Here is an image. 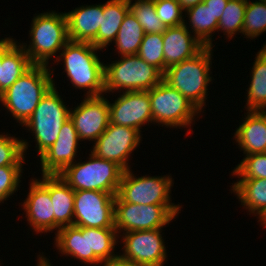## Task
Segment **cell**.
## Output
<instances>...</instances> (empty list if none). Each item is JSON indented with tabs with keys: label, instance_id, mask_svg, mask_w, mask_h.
Masks as SVG:
<instances>
[{
	"label": "cell",
	"instance_id": "cell-27",
	"mask_svg": "<svg viewBox=\"0 0 266 266\" xmlns=\"http://www.w3.org/2000/svg\"><path fill=\"white\" fill-rule=\"evenodd\" d=\"M250 79L244 108L266 111V47H261L257 52Z\"/></svg>",
	"mask_w": 266,
	"mask_h": 266
},
{
	"label": "cell",
	"instance_id": "cell-20",
	"mask_svg": "<svg viewBox=\"0 0 266 266\" xmlns=\"http://www.w3.org/2000/svg\"><path fill=\"white\" fill-rule=\"evenodd\" d=\"M33 65L19 42L5 37L1 41L0 95Z\"/></svg>",
	"mask_w": 266,
	"mask_h": 266
},
{
	"label": "cell",
	"instance_id": "cell-28",
	"mask_svg": "<svg viewBox=\"0 0 266 266\" xmlns=\"http://www.w3.org/2000/svg\"><path fill=\"white\" fill-rule=\"evenodd\" d=\"M144 30L136 17L129 11L120 26L114 41L118 57L136 55L144 38ZM120 54V55H119Z\"/></svg>",
	"mask_w": 266,
	"mask_h": 266
},
{
	"label": "cell",
	"instance_id": "cell-17",
	"mask_svg": "<svg viewBox=\"0 0 266 266\" xmlns=\"http://www.w3.org/2000/svg\"><path fill=\"white\" fill-rule=\"evenodd\" d=\"M29 183V192L21 204L27 223L36 234L53 233L54 212L48 192V175H42V179L32 178Z\"/></svg>",
	"mask_w": 266,
	"mask_h": 266
},
{
	"label": "cell",
	"instance_id": "cell-12",
	"mask_svg": "<svg viewBox=\"0 0 266 266\" xmlns=\"http://www.w3.org/2000/svg\"><path fill=\"white\" fill-rule=\"evenodd\" d=\"M162 229L138 230L121 233L122 259L142 266H164L167 261Z\"/></svg>",
	"mask_w": 266,
	"mask_h": 266
},
{
	"label": "cell",
	"instance_id": "cell-25",
	"mask_svg": "<svg viewBox=\"0 0 266 266\" xmlns=\"http://www.w3.org/2000/svg\"><path fill=\"white\" fill-rule=\"evenodd\" d=\"M231 191L247 212L258 216L260 224L266 219V179H239L232 183Z\"/></svg>",
	"mask_w": 266,
	"mask_h": 266
},
{
	"label": "cell",
	"instance_id": "cell-32",
	"mask_svg": "<svg viewBox=\"0 0 266 266\" xmlns=\"http://www.w3.org/2000/svg\"><path fill=\"white\" fill-rule=\"evenodd\" d=\"M129 0L131 13L141 24L144 33H164L166 27L157 16L154 0Z\"/></svg>",
	"mask_w": 266,
	"mask_h": 266
},
{
	"label": "cell",
	"instance_id": "cell-13",
	"mask_svg": "<svg viewBox=\"0 0 266 266\" xmlns=\"http://www.w3.org/2000/svg\"><path fill=\"white\" fill-rule=\"evenodd\" d=\"M115 195L103 191H75L74 226L115 228Z\"/></svg>",
	"mask_w": 266,
	"mask_h": 266
},
{
	"label": "cell",
	"instance_id": "cell-40",
	"mask_svg": "<svg viewBox=\"0 0 266 266\" xmlns=\"http://www.w3.org/2000/svg\"><path fill=\"white\" fill-rule=\"evenodd\" d=\"M37 265L36 266H52L51 265V263H50V259L48 258L47 259V257H45V255H43V253H42V255H38L37 256Z\"/></svg>",
	"mask_w": 266,
	"mask_h": 266
},
{
	"label": "cell",
	"instance_id": "cell-5",
	"mask_svg": "<svg viewBox=\"0 0 266 266\" xmlns=\"http://www.w3.org/2000/svg\"><path fill=\"white\" fill-rule=\"evenodd\" d=\"M29 30L30 44H20L29 59L36 65L49 66V59L64 48L69 41L65 12H44L36 14L31 21ZM58 52V53H57Z\"/></svg>",
	"mask_w": 266,
	"mask_h": 266
},
{
	"label": "cell",
	"instance_id": "cell-37",
	"mask_svg": "<svg viewBox=\"0 0 266 266\" xmlns=\"http://www.w3.org/2000/svg\"><path fill=\"white\" fill-rule=\"evenodd\" d=\"M229 0H204L203 3L210 7L215 18L219 21Z\"/></svg>",
	"mask_w": 266,
	"mask_h": 266
},
{
	"label": "cell",
	"instance_id": "cell-10",
	"mask_svg": "<svg viewBox=\"0 0 266 266\" xmlns=\"http://www.w3.org/2000/svg\"><path fill=\"white\" fill-rule=\"evenodd\" d=\"M182 205H138L130 202H114V227L118 236L138 230L162 229L176 219Z\"/></svg>",
	"mask_w": 266,
	"mask_h": 266
},
{
	"label": "cell",
	"instance_id": "cell-16",
	"mask_svg": "<svg viewBox=\"0 0 266 266\" xmlns=\"http://www.w3.org/2000/svg\"><path fill=\"white\" fill-rule=\"evenodd\" d=\"M119 97L109 102L110 123L142 131V126L153 123L148 91L118 92Z\"/></svg>",
	"mask_w": 266,
	"mask_h": 266
},
{
	"label": "cell",
	"instance_id": "cell-3",
	"mask_svg": "<svg viewBox=\"0 0 266 266\" xmlns=\"http://www.w3.org/2000/svg\"><path fill=\"white\" fill-rule=\"evenodd\" d=\"M50 68L47 65L34 64L0 95V102L19 125L23 126L28 121L39 101L53 86L54 69Z\"/></svg>",
	"mask_w": 266,
	"mask_h": 266
},
{
	"label": "cell",
	"instance_id": "cell-15",
	"mask_svg": "<svg viewBox=\"0 0 266 266\" xmlns=\"http://www.w3.org/2000/svg\"><path fill=\"white\" fill-rule=\"evenodd\" d=\"M69 118L74 124L80 141L95 142L110 122L108 100L104 94L85 96L77 107L70 108Z\"/></svg>",
	"mask_w": 266,
	"mask_h": 266
},
{
	"label": "cell",
	"instance_id": "cell-39",
	"mask_svg": "<svg viewBox=\"0 0 266 266\" xmlns=\"http://www.w3.org/2000/svg\"><path fill=\"white\" fill-rule=\"evenodd\" d=\"M204 0H178L181 8L185 11L186 9L193 7L199 3H202Z\"/></svg>",
	"mask_w": 266,
	"mask_h": 266
},
{
	"label": "cell",
	"instance_id": "cell-4",
	"mask_svg": "<svg viewBox=\"0 0 266 266\" xmlns=\"http://www.w3.org/2000/svg\"><path fill=\"white\" fill-rule=\"evenodd\" d=\"M212 51L213 47H204L194 57L166 69L163 75V80L177 89L200 112L207 106L208 86L213 81L210 76Z\"/></svg>",
	"mask_w": 266,
	"mask_h": 266
},
{
	"label": "cell",
	"instance_id": "cell-9",
	"mask_svg": "<svg viewBox=\"0 0 266 266\" xmlns=\"http://www.w3.org/2000/svg\"><path fill=\"white\" fill-rule=\"evenodd\" d=\"M153 124L171 128H187L192 133L191 124L199 118L201 113L177 89L162 80L155 87L148 90ZM199 115V116H198Z\"/></svg>",
	"mask_w": 266,
	"mask_h": 266
},
{
	"label": "cell",
	"instance_id": "cell-42",
	"mask_svg": "<svg viewBox=\"0 0 266 266\" xmlns=\"http://www.w3.org/2000/svg\"><path fill=\"white\" fill-rule=\"evenodd\" d=\"M0 66H1V42H0Z\"/></svg>",
	"mask_w": 266,
	"mask_h": 266
},
{
	"label": "cell",
	"instance_id": "cell-14",
	"mask_svg": "<svg viewBox=\"0 0 266 266\" xmlns=\"http://www.w3.org/2000/svg\"><path fill=\"white\" fill-rule=\"evenodd\" d=\"M141 139L139 130L109 122L105 131L93 143L90 151L96 157L113 161L124 170H128L132 168L129 165L130 154L139 147Z\"/></svg>",
	"mask_w": 266,
	"mask_h": 266
},
{
	"label": "cell",
	"instance_id": "cell-11",
	"mask_svg": "<svg viewBox=\"0 0 266 266\" xmlns=\"http://www.w3.org/2000/svg\"><path fill=\"white\" fill-rule=\"evenodd\" d=\"M172 176L136 177L131 168L124 170L115 202H130L142 205H176L171 203Z\"/></svg>",
	"mask_w": 266,
	"mask_h": 266
},
{
	"label": "cell",
	"instance_id": "cell-7",
	"mask_svg": "<svg viewBox=\"0 0 266 266\" xmlns=\"http://www.w3.org/2000/svg\"><path fill=\"white\" fill-rule=\"evenodd\" d=\"M84 162L75 161L60 174L61 178L74 190H96L117 194L124 169L117 163L89 154ZM78 162V163H77Z\"/></svg>",
	"mask_w": 266,
	"mask_h": 266
},
{
	"label": "cell",
	"instance_id": "cell-6",
	"mask_svg": "<svg viewBox=\"0 0 266 266\" xmlns=\"http://www.w3.org/2000/svg\"><path fill=\"white\" fill-rule=\"evenodd\" d=\"M163 73L136 55L121 56L117 61L104 63L106 93L148 91L163 80Z\"/></svg>",
	"mask_w": 266,
	"mask_h": 266
},
{
	"label": "cell",
	"instance_id": "cell-8",
	"mask_svg": "<svg viewBox=\"0 0 266 266\" xmlns=\"http://www.w3.org/2000/svg\"><path fill=\"white\" fill-rule=\"evenodd\" d=\"M55 86L53 83V86L39 101L32 116L22 126L29 132L31 131L32 136L34 135L35 148L39 157L54 144L63 123L69 118L70 109Z\"/></svg>",
	"mask_w": 266,
	"mask_h": 266
},
{
	"label": "cell",
	"instance_id": "cell-26",
	"mask_svg": "<svg viewBox=\"0 0 266 266\" xmlns=\"http://www.w3.org/2000/svg\"><path fill=\"white\" fill-rule=\"evenodd\" d=\"M184 25L205 47H214L212 37L218 30L219 21L215 18L213 11L203 2L184 11ZM191 28V29H189Z\"/></svg>",
	"mask_w": 266,
	"mask_h": 266
},
{
	"label": "cell",
	"instance_id": "cell-24",
	"mask_svg": "<svg viewBox=\"0 0 266 266\" xmlns=\"http://www.w3.org/2000/svg\"><path fill=\"white\" fill-rule=\"evenodd\" d=\"M129 11V0H108L105 2L97 37L91 44L103 51L109 43L114 42L124 17Z\"/></svg>",
	"mask_w": 266,
	"mask_h": 266
},
{
	"label": "cell",
	"instance_id": "cell-29",
	"mask_svg": "<svg viewBox=\"0 0 266 266\" xmlns=\"http://www.w3.org/2000/svg\"><path fill=\"white\" fill-rule=\"evenodd\" d=\"M247 0H229L218 23V31L233 39L237 33L242 34Z\"/></svg>",
	"mask_w": 266,
	"mask_h": 266
},
{
	"label": "cell",
	"instance_id": "cell-1",
	"mask_svg": "<svg viewBox=\"0 0 266 266\" xmlns=\"http://www.w3.org/2000/svg\"><path fill=\"white\" fill-rule=\"evenodd\" d=\"M55 247L62 255L75 258L85 265H98L116 258L120 238L115 228L65 226L55 233ZM116 246V248H115Z\"/></svg>",
	"mask_w": 266,
	"mask_h": 266
},
{
	"label": "cell",
	"instance_id": "cell-22",
	"mask_svg": "<svg viewBox=\"0 0 266 266\" xmlns=\"http://www.w3.org/2000/svg\"><path fill=\"white\" fill-rule=\"evenodd\" d=\"M65 15L69 40L92 43L101 25L103 4L83 5Z\"/></svg>",
	"mask_w": 266,
	"mask_h": 266
},
{
	"label": "cell",
	"instance_id": "cell-2",
	"mask_svg": "<svg viewBox=\"0 0 266 266\" xmlns=\"http://www.w3.org/2000/svg\"><path fill=\"white\" fill-rule=\"evenodd\" d=\"M99 50L90 42L69 40L54 60L57 65L63 62L70 83L76 90L86 89V97L105 94L104 62L98 56Z\"/></svg>",
	"mask_w": 266,
	"mask_h": 266
},
{
	"label": "cell",
	"instance_id": "cell-41",
	"mask_svg": "<svg viewBox=\"0 0 266 266\" xmlns=\"http://www.w3.org/2000/svg\"><path fill=\"white\" fill-rule=\"evenodd\" d=\"M260 225H262V227H266V219Z\"/></svg>",
	"mask_w": 266,
	"mask_h": 266
},
{
	"label": "cell",
	"instance_id": "cell-30",
	"mask_svg": "<svg viewBox=\"0 0 266 266\" xmlns=\"http://www.w3.org/2000/svg\"><path fill=\"white\" fill-rule=\"evenodd\" d=\"M12 134H0V167L24 166L29 146L27 140L13 137Z\"/></svg>",
	"mask_w": 266,
	"mask_h": 266
},
{
	"label": "cell",
	"instance_id": "cell-23",
	"mask_svg": "<svg viewBox=\"0 0 266 266\" xmlns=\"http://www.w3.org/2000/svg\"><path fill=\"white\" fill-rule=\"evenodd\" d=\"M48 192L53 204L54 230L74 225L75 191L59 175H48Z\"/></svg>",
	"mask_w": 266,
	"mask_h": 266
},
{
	"label": "cell",
	"instance_id": "cell-36",
	"mask_svg": "<svg viewBox=\"0 0 266 266\" xmlns=\"http://www.w3.org/2000/svg\"><path fill=\"white\" fill-rule=\"evenodd\" d=\"M23 166L0 167V203L8 200L20 187Z\"/></svg>",
	"mask_w": 266,
	"mask_h": 266
},
{
	"label": "cell",
	"instance_id": "cell-31",
	"mask_svg": "<svg viewBox=\"0 0 266 266\" xmlns=\"http://www.w3.org/2000/svg\"><path fill=\"white\" fill-rule=\"evenodd\" d=\"M266 32V0H247L242 35L254 39Z\"/></svg>",
	"mask_w": 266,
	"mask_h": 266
},
{
	"label": "cell",
	"instance_id": "cell-18",
	"mask_svg": "<svg viewBox=\"0 0 266 266\" xmlns=\"http://www.w3.org/2000/svg\"><path fill=\"white\" fill-rule=\"evenodd\" d=\"M80 140L74 124L68 118L62 125L54 144L40 157L42 175H59L77 158Z\"/></svg>",
	"mask_w": 266,
	"mask_h": 266
},
{
	"label": "cell",
	"instance_id": "cell-35",
	"mask_svg": "<svg viewBox=\"0 0 266 266\" xmlns=\"http://www.w3.org/2000/svg\"><path fill=\"white\" fill-rule=\"evenodd\" d=\"M154 6L157 16L166 28L184 24V10L178 0H154Z\"/></svg>",
	"mask_w": 266,
	"mask_h": 266
},
{
	"label": "cell",
	"instance_id": "cell-34",
	"mask_svg": "<svg viewBox=\"0 0 266 266\" xmlns=\"http://www.w3.org/2000/svg\"><path fill=\"white\" fill-rule=\"evenodd\" d=\"M238 179H266V152L245 155L232 170V176Z\"/></svg>",
	"mask_w": 266,
	"mask_h": 266
},
{
	"label": "cell",
	"instance_id": "cell-33",
	"mask_svg": "<svg viewBox=\"0 0 266 266\" xmlns=\"http://www.w3.org/2000/svg\"><path fill=\"white\" fill-rule=\"evenodd\" d=\"M164 43L162 33H146L142 39L137 55L165 73Z\"/></svg>",
	"mask_w": 266,
	"mask_h": 266
},
{
	"label": "cell",
	"instance_id": "cell-19",
	"mask_svg": "<svg viewBox=\"0 0 266 266\" xmlns=\"http://www.w3.org/2000/svg\"><path fill=\"white\" fill-rule=\"evenodd\" d=\"M162 37L165 71L173 65L194 57L205 47L184 24L167 27Z\"/></svg>",
	"mask_w": 266,
	"mask_h": 266
},
{
	"label": "cell",
	"instance_id": "cell-21",
	"mask_svg": "<svg viewBox=\"0 0 266 266\" xmlns=\"http://www.w3.org/2000/svg\"><path fill=\"white\" fill-rule=\"evenodd\" d=\"M241 125L234 132L239 149L245 155L266 152V111L246 110ZM246 114V115H245Z\"/></svg>",
	"mask_w": 266,
	"mask_h": 266
},
{
	"label": "cell",
	"instance_id": "cell-38",
	"mask_svg": "<svg viewBox=\"0 0 266 266\" xmlns=\"http://www.w3.org/2000/svg\"><path fill=\"white\" fill-rule=\"evenodd\" d=\"M102 266H142V265L132 263L131 261L128 260H124L118 255L116 258H113L108 262H104Z\"/></svg>",
	"mask_w": 266,
	"mask_h": 266
}]
</instances>
